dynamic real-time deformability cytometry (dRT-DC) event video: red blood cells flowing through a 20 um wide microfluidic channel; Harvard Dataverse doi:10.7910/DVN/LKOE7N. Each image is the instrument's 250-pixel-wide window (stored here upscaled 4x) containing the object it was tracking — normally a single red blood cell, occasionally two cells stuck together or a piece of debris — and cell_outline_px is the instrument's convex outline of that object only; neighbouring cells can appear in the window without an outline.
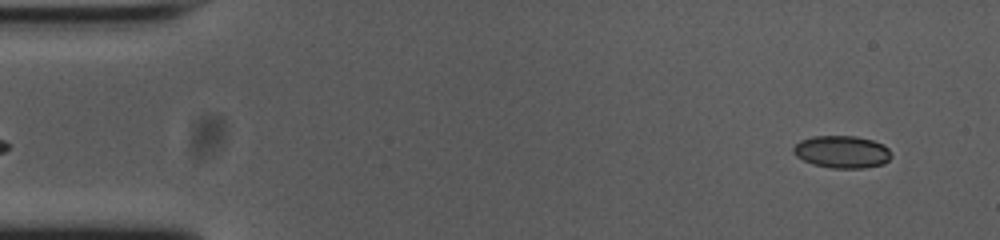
{"species": "common noctule bat (a hibernating species)", "species_latin": "Nyctalus noctula", "temperature_condition": "cold", "stored_images_in_passage": 9, "camera_frame_rate_fps": 3000, "um_per_image_px": 0.085, "animal": {"sex": "female", "body_mass_g": 23.0, "forearm_length_mm": 53.4}, "frame": {"image": 1, "passage_image": 2, "time_ms": 0.333, "image_size_px": [1000, 240], "cell_outline_px": [[892, 156], [884, 164], [864, 168], [832, 168], [812, 164], [796, 156], [792, 152], [792, 148], [800, 140], [812, 136], [856, 136], [872, 140], [884, 144], [888, 148]], "centroid_in_image_um": [71.57, 12.9], "position_along_channel_um": 13.4, "area_um2": 18.61}}